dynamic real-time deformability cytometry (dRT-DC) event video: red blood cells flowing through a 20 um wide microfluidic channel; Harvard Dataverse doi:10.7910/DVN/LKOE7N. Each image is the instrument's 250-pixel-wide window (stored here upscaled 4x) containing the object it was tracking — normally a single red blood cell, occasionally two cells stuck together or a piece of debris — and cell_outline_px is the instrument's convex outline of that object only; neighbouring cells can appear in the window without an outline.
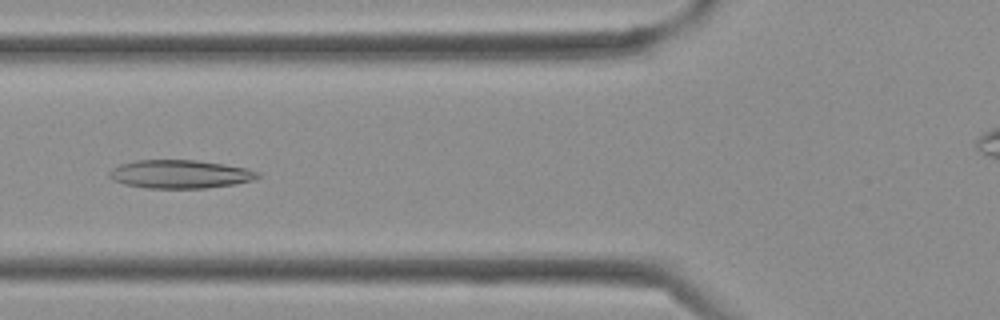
{"species": "Egyptian fruit bat (a non-hibernating species)", "species_latin": "Rousettus aegyptiacus", "temperature_condition": "cold", "stored_images_in_passage": 38, "camera_frame_rate_fps": 3000, "um_per_image_px": 0.085, "frame": {"image": 1, "passage_image": 13, "time_ms": 4.0, "image_size_px": [1000, 320], "cell_outline_px": [[260, 176], [252, 180], [236, 184], [204, 188], [148, 188], [124, 184], [112, 180], [108, 176], [108, 172], [112, 168], [120, 164], [136, 160], [196, 160], [224, 164], [248, 168], [260, 172]], "centroid_in_image_um": [15.3, 14.8], "position_along_channel_um": 110.5, "area_um2": 24.68}}
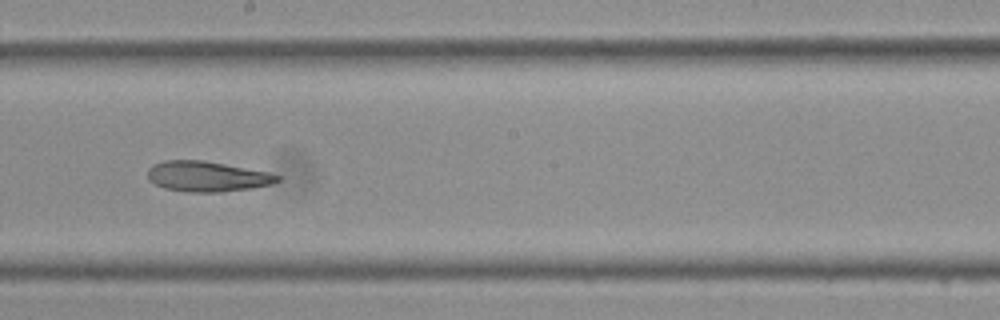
{"frame": {"image": 2, "passage_image": 20, "time_ms": 6.333, "image_size_px": [1000, 320], "cell_outline_px": [[280, 180], [272, 184], [252, 188], [220, 192], [188, 192], [164, 188], [148, 180], [148, 168], [152, 164], [164, 160], [204, 160], [268, 172], [280, 176]], "centroid_in_image_um": [17.58, 14.99], "position_along_channel_um": 230.6, "area_um2": 23.0}}
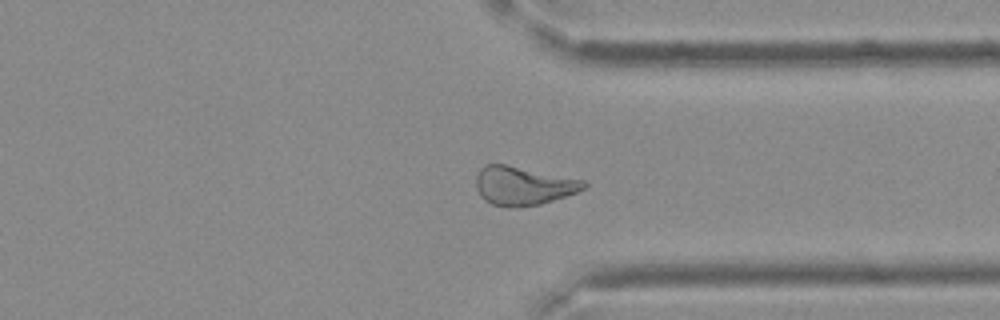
{"frame": {"image": 3, "passage_image": 28, "time_ms": 9.0, "image_size_px": [1000, 320], "cell_outline_px": [[588, 184], [584, 188], [576, 192], [540, 204], [516, 208], [492, 204], [484, 200], [480, 196], [476, 188], [476, 176], [480, 168], [484, 164], [504, 164], [584, 180]], "centroid_in_image_um": [44.43, 15.79], "position_along_channel_um": 367.0, "area_um2": 24.1}}